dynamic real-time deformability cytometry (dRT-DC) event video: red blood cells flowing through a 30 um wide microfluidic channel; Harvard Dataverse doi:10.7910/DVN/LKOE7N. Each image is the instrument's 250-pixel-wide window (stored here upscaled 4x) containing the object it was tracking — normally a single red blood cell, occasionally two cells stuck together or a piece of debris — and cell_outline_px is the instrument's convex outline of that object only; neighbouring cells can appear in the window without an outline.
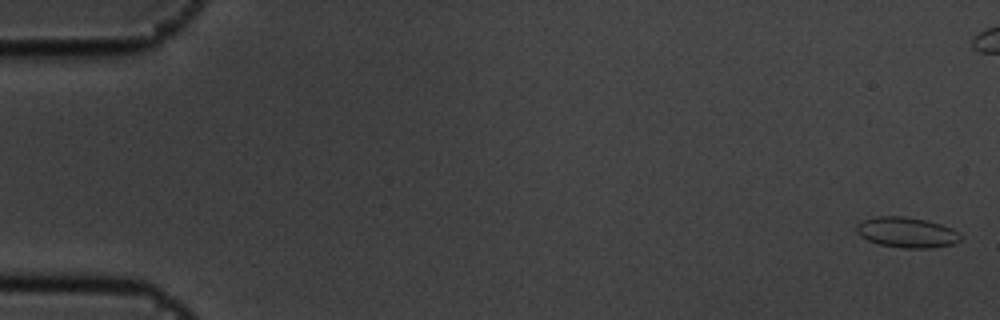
{"species": "common noctule bat (a hibernating species)", "species_latin": "Nyctalus noctula", "temperature_condition": "cold", "stored_images_in_passage": 8, "segment_of_instrument_passage": [1, 2], "camera_frame_rate_fps": 3000, "um_per_image_px": 0.085, "animal": {"sex": "male", "body_mass_g": 19.5, "forearm_length_mm": 54.6}, "frame": {"image": 1, "passage_image": 1, "time_ms": 0.0, "image_size_px": [1000, 320], "cell_outline_px": [[960, 240], [956, 244], [928, 248], [904, 248], [880, 244], [868, 240], [860, 236], [856, 232], [856, 224], [864, 220], [876, 216], [904, 216], [928, 220], [952, 228], [960, 236]], "centroid_in_image_um": [77.06, 19.75], "position_along_channel_um": 7.9, "area_um2": 18.44}}
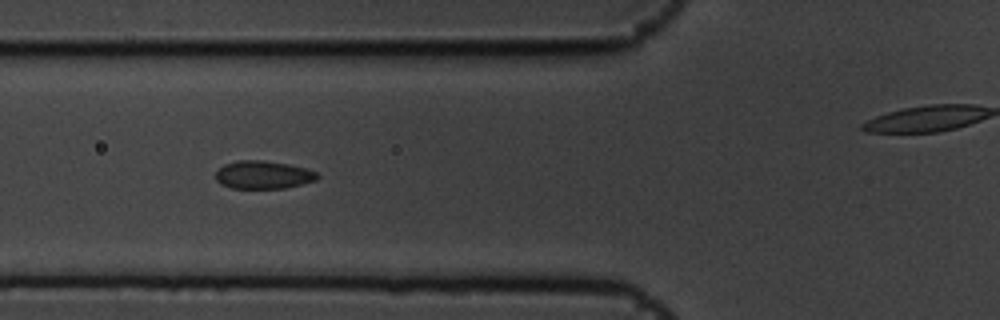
{"frame": {"image": 2, "passage_image": 6, "time_ms": 1.667, "image_size_px": [1000, 320], "cell_outline_px": [[320, 176], [316, 180], [284, 188], [232, 188], [220, 184], [216, 180], [216, 172], [224, 164], [236, 160], [264, 160], [288, 164], [304, 168], [316, 172]], "centroid_in_image_um": [22.35, 14.85], "position_along_channel_um": 103.5, "area_um2": 16.53}}
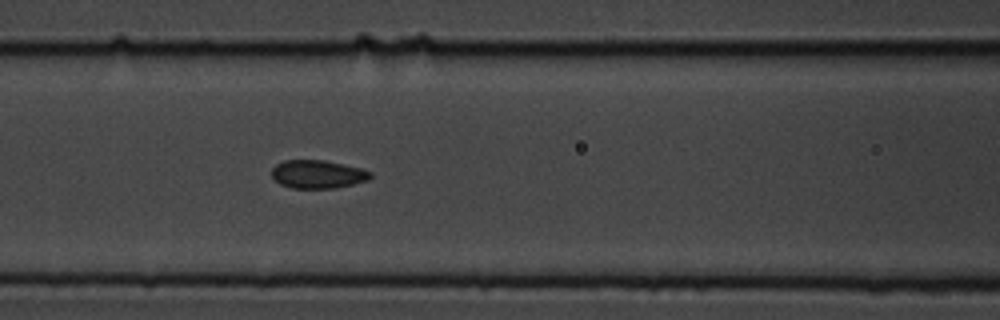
{"frame": {"image": 3, "passage_image": 7, "time_ms": 2.0, "image_size_px": [1000, 320], "cell_outline_px": [[372, 176], [368, 180], [336, 188], [292, 188], [280, 184], [272, 176], [272, 168], [276, 164], [284, 160], [324, 160], [360, 168], [372, 172]], "centroid_in_image_um": [27.0, 14.81], "position_along_channel_um": 139.6, "area_um2": 16.18}}